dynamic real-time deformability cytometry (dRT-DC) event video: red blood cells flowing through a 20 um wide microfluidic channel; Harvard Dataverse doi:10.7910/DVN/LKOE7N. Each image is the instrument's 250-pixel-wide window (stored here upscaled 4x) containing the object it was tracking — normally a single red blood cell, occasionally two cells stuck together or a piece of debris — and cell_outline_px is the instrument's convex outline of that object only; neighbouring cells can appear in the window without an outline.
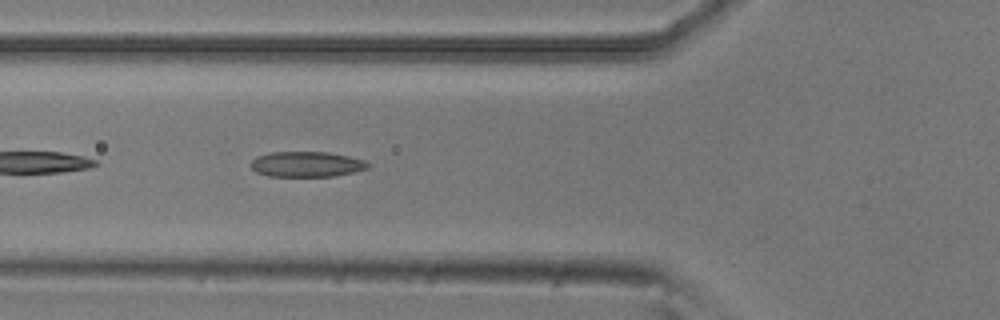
{"species": "common noctule bat (a hibernating species)", "species_latin": "Nyctalus noctula", "temperature_condition": "room temperature", "stored_images_in_passage": 35, "camera_frame_rate_fps": 3000, "um_per_image_px": 0.085, "animal": {"sex": "male", "body_mass_g": 20.5, "forearm_length_mm": 52.5}, "frame": {"image": 1, "passage_image": 10, "time_ms": 3.0, "image_size_px": [1000, 320], "cell_outline_px": [[368, 168], [352, 172], [332, 176], [268, 176], [256, 172], [252, 168], [252, 160], [256, 156], [272, 152], [328, 152], [348, 156], [364, 160], [368, 164]], "centroid_in_image_um": [26.03, 13.95], "position_along_channel_um": 99.8, "area_um2": 17.11}}
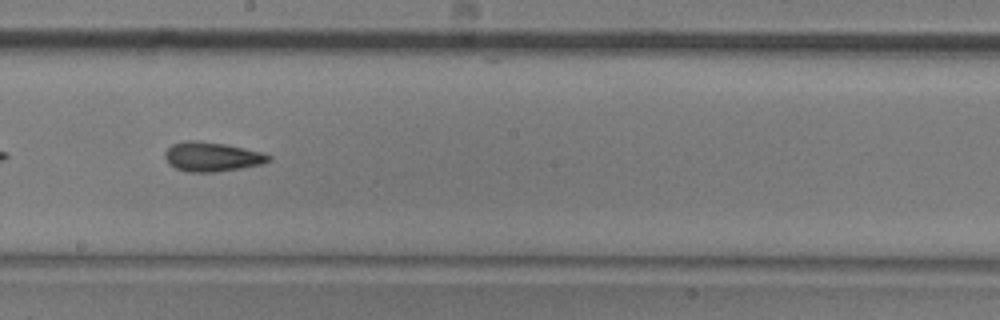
{"frame": {"image": 2, "passage_image": 20, "time_ms": 6.333, "image_size_px": [1000, 320], "cell_outline_px": [[272, 160], [260, 164], [212, 172], [188, 172], [176, 168], [168, 164], [164, 156], [164, 152], [172, 144], [184, 140], [196, 140], [224, 144], [260, 152], [272, 156]], "centroid_in_image_um": [17.95, 13.31], "position_along_channel_um": 230.3, "area_um2": 17.51}}
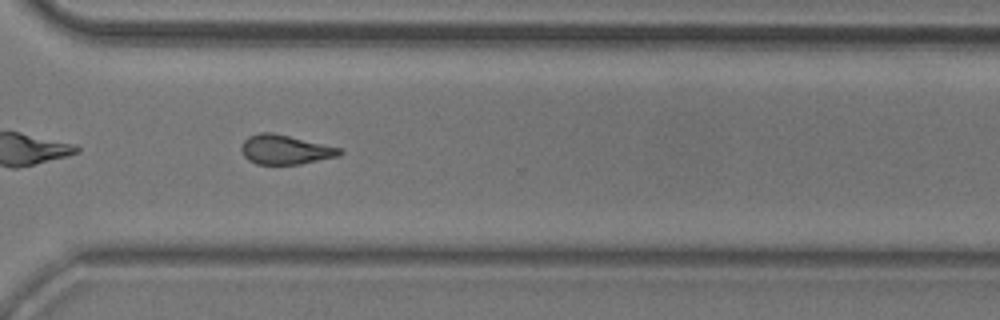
{"frame": {"image": 3, "passage_image": 29, "time_ms": 9.333, "image_size_px": [1000, 320], "cell_outline_px": [[344, 152], [340, 156], [300, 164], [256, 164], [248, 160], [244, 156], [240, 148], [244, 140], [248, 136], [260, 132], [272, 132], [340, 148]], "centroid_in_image_um": [24.23, 12.72], "position_along_channel_um": 346.4, "area_um2": 16.82}, "authors_computed_cell_mechanics": {"area_um2": 16.9932, "velocity_mm_per_s": 3.8926, "shape_relaxation_time_tau1_ms": null, "shape_relaxation_time_tau2_ms": 4.2151, "deformation_change_tau1": null, "deformation_change_tau2": 0.1314}}